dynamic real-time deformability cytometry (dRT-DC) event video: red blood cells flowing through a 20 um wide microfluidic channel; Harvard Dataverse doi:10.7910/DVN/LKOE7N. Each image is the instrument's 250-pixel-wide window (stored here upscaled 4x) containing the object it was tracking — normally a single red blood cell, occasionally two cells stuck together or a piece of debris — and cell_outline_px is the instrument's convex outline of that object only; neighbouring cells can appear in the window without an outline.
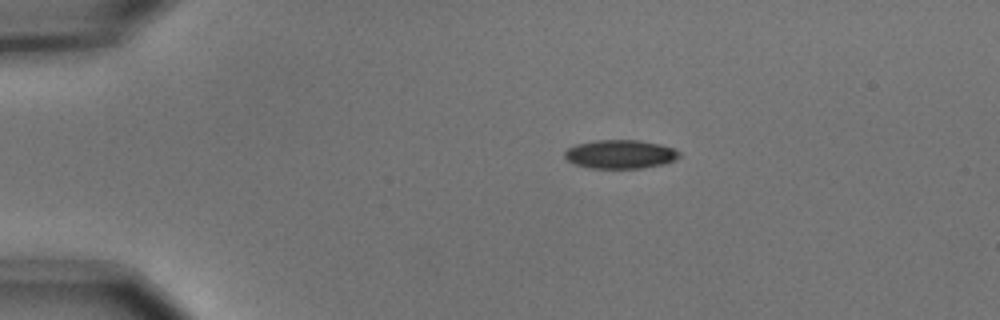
{"species": "common noctule bat (a hibernating species)", "species_latin": "Nyctalus noctula", "temperature_condition": "cold", "stored_images_in_passage": 2, "camera_frame_rate_fps": 3000, "um_per_image_px": 0.085, "animal": {"sex": "male", "body_mass_g": 15.6}, "frame": {"image": 1, "passage_image": 1, "time_ms": 0.0, "image_size_px": [1000, 320], "cell_outline_px": [[680, 156], [676, 160], [664, 164], [640, 168], [588, 168], [576, 164], [568, 160], [564, 156], [564, 152], [568, 148], [576, 144], [596, 140], [636, 140], [660, 144], [672, 148], [680, 152]], "centroid_in_image_um": [52.73, 13.11], "position_along_channel_um": 32.3, "area_um2": 19.13}}